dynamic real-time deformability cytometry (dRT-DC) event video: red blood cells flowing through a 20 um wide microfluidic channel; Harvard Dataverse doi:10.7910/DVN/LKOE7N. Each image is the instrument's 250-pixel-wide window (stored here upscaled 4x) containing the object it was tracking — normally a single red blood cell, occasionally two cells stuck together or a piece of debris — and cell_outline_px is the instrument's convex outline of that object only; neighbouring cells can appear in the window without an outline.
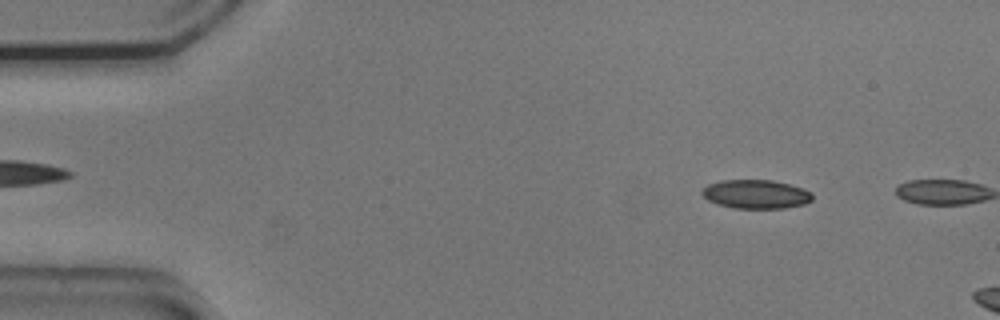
{"species": "common noctule bat (a hibernating species)", "species_latin": "Nyctalus noctula", "temperature_condition": "cold", "stored_images_in_passage": 7, "camera_frame_rate_fps": 3000, "um_per_image_px": 0.085, "animal": {"sex": "male", "body_mass_g": 20.5, "forearm_length_mm": 52.5}, "frame": {"image": 1, "passage_image": 6, "time_ms": 1.667, "image_size_px": [1000, 320], "cell_outline_px": [[812, 200], [804, 204], [784, 208], [736, 208], [716, 204], [708, 200], [700, 192], [708, 184], [720, 180], [772, 180], [804, 188], [812, 192]], "centroid_in_image_um": [64.25, 16.5], "position_along_channel_um": 20.7, "area_um2": 18.55}}